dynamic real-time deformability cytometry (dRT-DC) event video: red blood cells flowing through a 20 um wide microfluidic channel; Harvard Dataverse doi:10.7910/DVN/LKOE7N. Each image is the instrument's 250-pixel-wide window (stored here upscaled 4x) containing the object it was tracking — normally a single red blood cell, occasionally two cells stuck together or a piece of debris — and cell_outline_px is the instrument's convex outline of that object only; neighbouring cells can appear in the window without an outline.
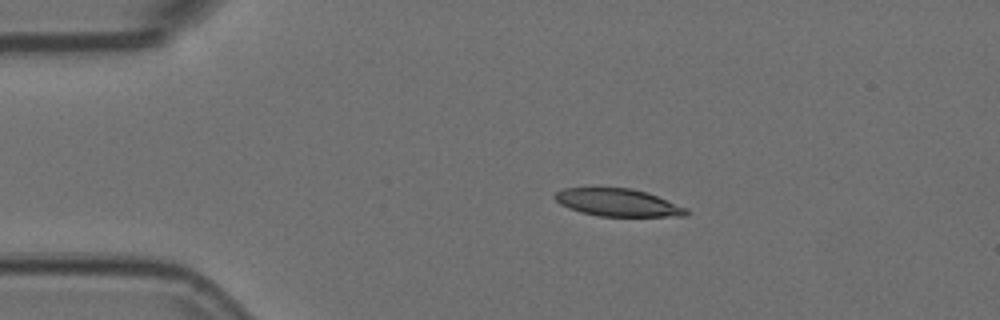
{"species": "Egyptian fruit bat (a non-hibernating species)", "species_latin": "Rousettus aegyptiacus", "temperature_condition": "room temperature", "stored_images_in_passage": 3, "camera_frame_rate_fps": 3000, "um_per_image_px": 0.085, "animal": {"sex": "female"}, "frame": {"image": 1, "passage_image": 2, "time_ms": 0.333, "image_size_px": [1000, 320], "cell_outline_px": [[688, 216], [596, 216], [580, 212], [568, 208], [560, 204], [552, 196], [556, 192], [564, 188], [632, 188], [648, 192], [688, 208]], "centroid_in_image_um": [52.52, 17.22], "position_along_channel_um": 32.5, "area_um2": 21.27}}